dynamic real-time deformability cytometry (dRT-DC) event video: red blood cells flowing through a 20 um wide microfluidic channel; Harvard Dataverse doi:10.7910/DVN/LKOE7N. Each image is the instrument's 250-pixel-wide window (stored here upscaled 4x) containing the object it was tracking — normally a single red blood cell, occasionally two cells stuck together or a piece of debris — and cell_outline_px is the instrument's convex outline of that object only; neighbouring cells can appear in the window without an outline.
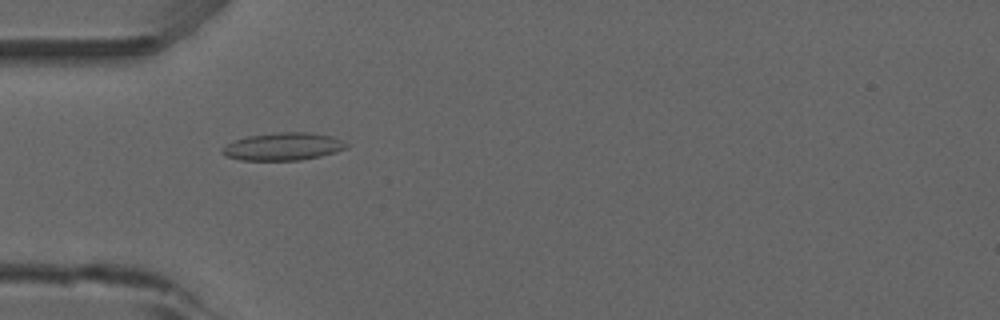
{"species": "common noctule bat (a hibernating species)", "species_latin": "Nyctalus noctula", "temperature_condition": "room temperature", "stored_images_in_passage": 52, "camera_frame_rate_fps": 3000, "um_per_image_px": 0.085, "animal": {"sex": "male", "forearm_length_mm": 52.5}, "frame": {"image": 1, "passage_image": 16, "time_ms": 5.0, "image_size_px": [1000, 320], "cell_outline_px": [[348, 148], [336, 152], [320, 156], [300, 160], [240, 160], [224, 156], [220, 152], [228, 144], [236, 140], [248, 136], [276, 132], [312, 132], [332, 136], [348, 144]], "centroid_in_image_um": [24.09, 12.45], "position_along_channel_um": 60.9, "area_um2": 20.0}}
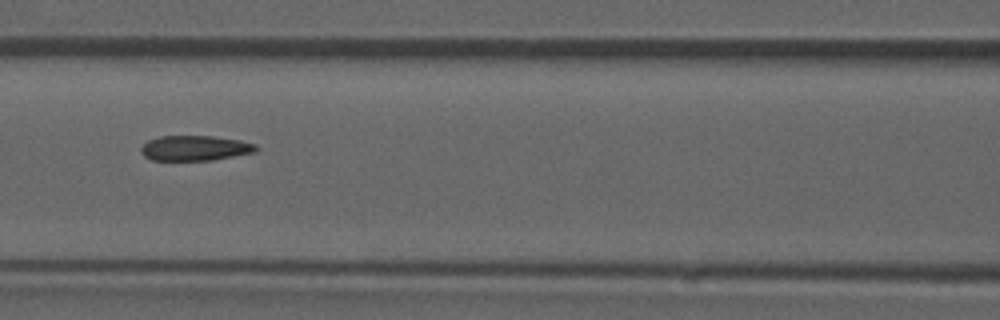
{"frame": {"image": 2, "passage_image": 23, "time_ms": 7.333, "image_size_px": [1000, 320], "cell_outline_px": [[260, 148], [256, 152], [212, 160], [152, 160], [144, 156], [140, 152], [140, 148], [148, 140], [160, 136], [212, 136], [240, 140], [256, 144]], "centroid_in_image_um": [16.59, 12.59], "position_along_channel_um": 150.0, "area_um2": 16.94}, "authors_computed_cell_mechanics": {"area_um2": 17.6868, "velocity_mm_per_s": 3.909, "shape_relaxation_time_tau1_ms": null, "shape_relaxation_time_tau2_ms": 2.0084, "deformation_change_tau1": null, "deformation_change_tau2": 0.0816}}